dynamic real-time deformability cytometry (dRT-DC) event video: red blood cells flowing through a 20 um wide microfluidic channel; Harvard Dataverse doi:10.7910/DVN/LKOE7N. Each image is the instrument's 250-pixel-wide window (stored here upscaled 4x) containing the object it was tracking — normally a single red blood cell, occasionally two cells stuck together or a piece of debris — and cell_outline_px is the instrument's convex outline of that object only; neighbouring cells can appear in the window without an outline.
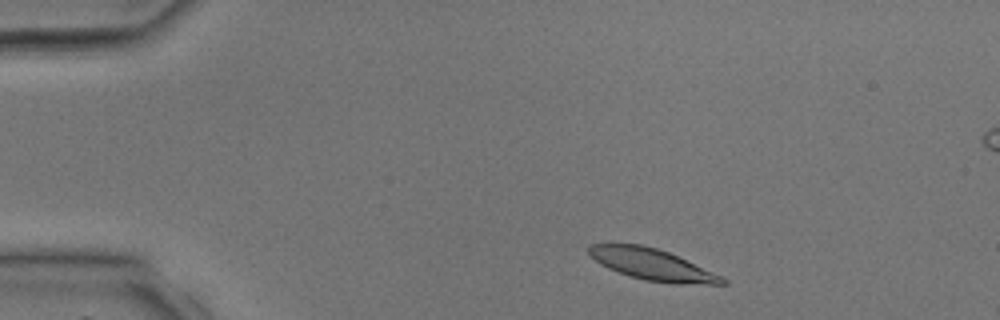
{"species": "common noctule bat (a hibernating species)", "species_latin": "Nyctalus noctula", "temperature_condition": "room temperature", "stored_images_in_passage": 9, "camera_frame_rate_fps": 3000, "um_per_image_px": 0.085, "animal": {"sex": "male", "body_mass_g": 17.9, "forearm_length_mm": 54.2}, "frame": {"image": 1, "passage_image": 3, "time_ms": 0.667, "image_size_px": [1000, 320], "cell_outline_px": [[728, 284], [676, 284], [644, 280], [608, 268], [600, 264], [588, 252], [588, 248], [592, 244], [640, 244], [656, 248], [668, 252], [712, 272], [728, 280]], "centroid_in_image_um": [55.44, 22.49], "position_along_channel_um": 29.6, "area_um2": 23.87}}